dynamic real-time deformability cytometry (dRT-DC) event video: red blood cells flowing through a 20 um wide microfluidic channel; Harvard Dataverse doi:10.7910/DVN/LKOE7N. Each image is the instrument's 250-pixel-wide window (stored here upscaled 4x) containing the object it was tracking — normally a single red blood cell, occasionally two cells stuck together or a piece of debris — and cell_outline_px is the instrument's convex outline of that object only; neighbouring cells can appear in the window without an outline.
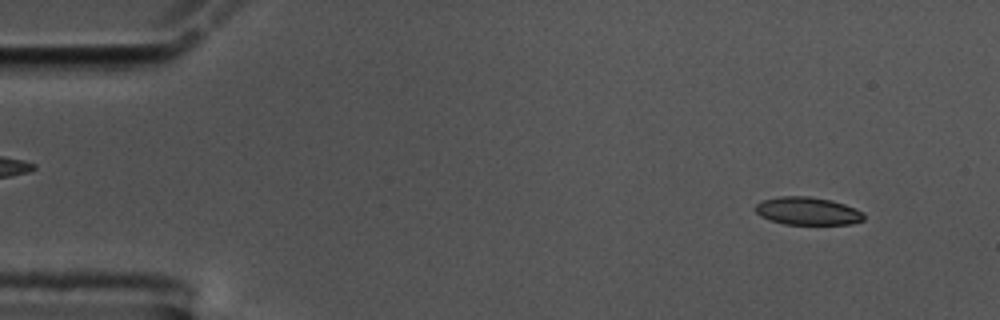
{"species": "common noctule bat (a hibernating species)", "species_latin": "Nyctalus noctula", "temperature_condition": "cold", "stored_images_in_passage": 56, "camera_frame_rate_fps": 3000, "um_per_image_px": 0.085, "animal": {"sex": "male", "body_mass_g": 17.5, "forearm_length_mm": 52.3}, "frame": {"image": 1, "passage_image": 5, "time_ms": 1.333, "image_size_px": [1000, 320], "cell_outline_px": [[864, 220], [852, 224], [784, 224], [768, 220], [760, 216], [756, 212], [756, 204], [760, 200], [780, 196], [808, 196], [832, 200], [856, 208], [864, 212]], "centroid_in_image_um": [68.65, 17.93], "position_along_channel_um": 16.4, "area_um2": 17.8}}
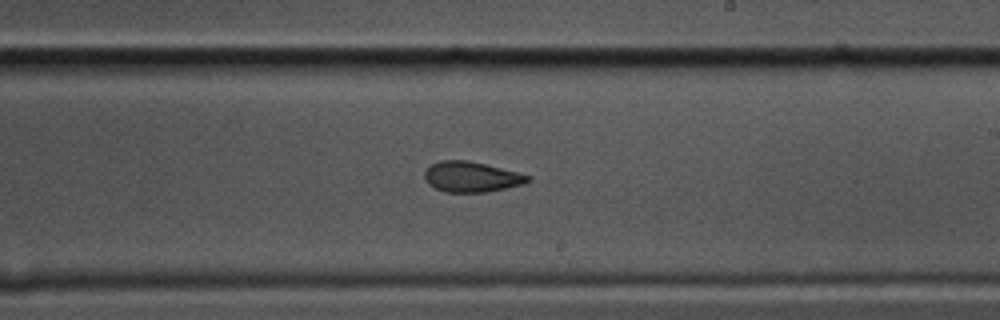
{"frame": {"image": 2, "passage_image": 33, "time_ms": 10.667, "image_size_px": [1000, 320], "cell_outline_px": [[532, 180], [524, 184], [484, 192], [444, 192], [428, 184], [424, 176], [424, 172], [432, 164], [440, 160], [468, 160], [532, 176]], "centroid_in_image_um": [40.07, 15.03], "position_along_channel_um": 248.9, "area_um2": 18.15}}
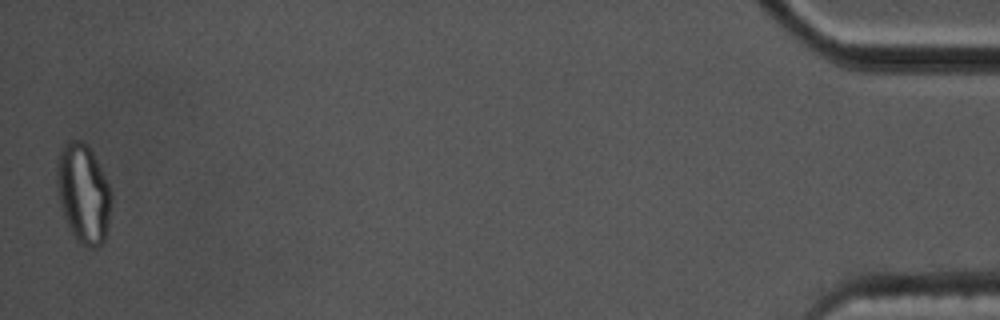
{"frame": {"image": 3, "passage_image": 56, "time_ms": 18.333, "image_size_px": [1000, 320], "cell_outline_px": [[112, 196], [108, 228], [104, 240], [96, 248], [88, 248], [80, 244], [72, 236], [68, 228], [60, 204], [56, 184], [56, 164], [60, 152], [64, 144], [68, 140], [80, 140], [88, 144], [108, 184]], "centroid_in_image_um": [7.07, 16.47], "position_along_channel_um": 428.1, "area_um2": 31.73}, "authors_computed_cell_mechanics": {"area_um2": 18.9006, "velocity_mm_per_s": 3.5463, "shape_relaxation_time_tau1_ms": null, "shape_relaxation_time_tau2_ms": 3.6444, "deformation_change_tau1": null, "deformation_change_tau2": 0.1084}}